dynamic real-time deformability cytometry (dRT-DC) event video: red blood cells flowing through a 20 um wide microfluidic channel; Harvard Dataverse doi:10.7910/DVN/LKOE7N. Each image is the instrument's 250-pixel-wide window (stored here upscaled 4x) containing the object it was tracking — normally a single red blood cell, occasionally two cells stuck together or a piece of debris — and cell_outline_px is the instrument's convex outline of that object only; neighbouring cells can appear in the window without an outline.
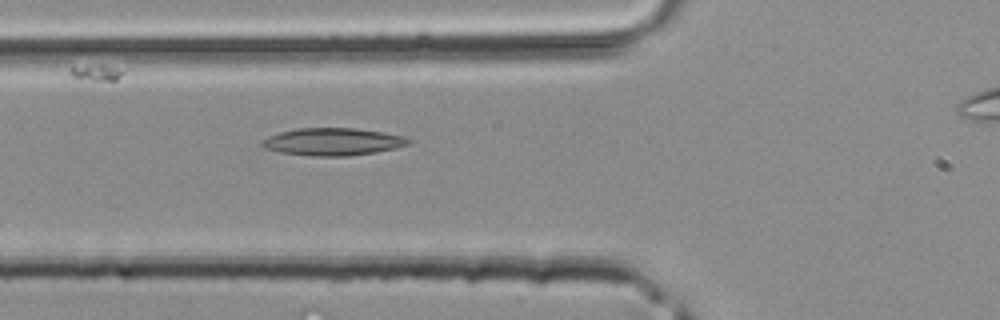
{"species": "common noctule bat (a hibernating species)", "species_latin": "Nyctalus noctula", "temperature_condition": "room temperature", "stored_images_in_passage": 34, "camera_frame_rate_fps": 3000, "um_per_image_px": 0.085, "animal": {"sex": "male", "body_mass_g": 20.4}, "frame": {"image": 1, "passage_image": 12, "time_ms": 3.667, "image_size_px": [1000, 320], "cell_outline_px": [[412, 144], [376, 152], [348, 156], [312, 156], [280, 152], [264, 148], [260, 144], [260, 140], [268, 136], [280, 132], [296, 128], [356, 128], [384, 132], [404, 136], [412, 140]], "centroid_in_image_um": [28.29, 12.04], "position_along_channel_um": 97.5, "area_um2": 23.64}}
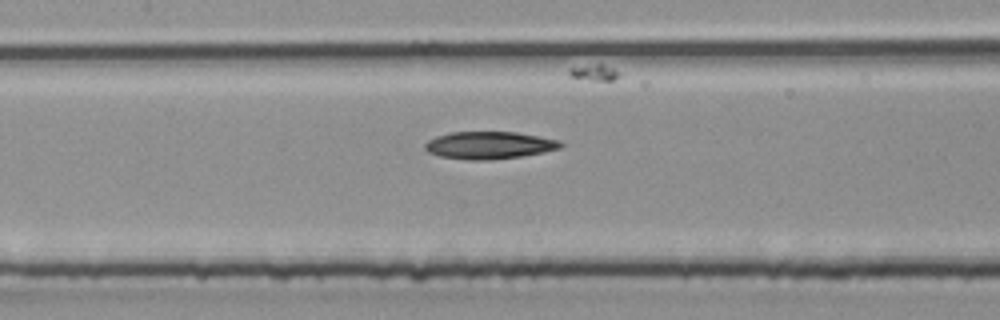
{"frame": {"image": 2, "passage_image": 16, "time_ms": 5.0, "image_size_px": [1000, 320], "cell_outline_px": [[564, 144], [560, 148], [520, 156], [488, 160], [468, 160], [440, 156], [428, 152], [424, 148], [424, 144], [428, 140], [436, 136], [448, 132], [516, 132], [560, 140]], "centroid_in_image_um": [41.54, 12.34], "position_along_channel_um": 165.9, "area_um2": 21.56}}
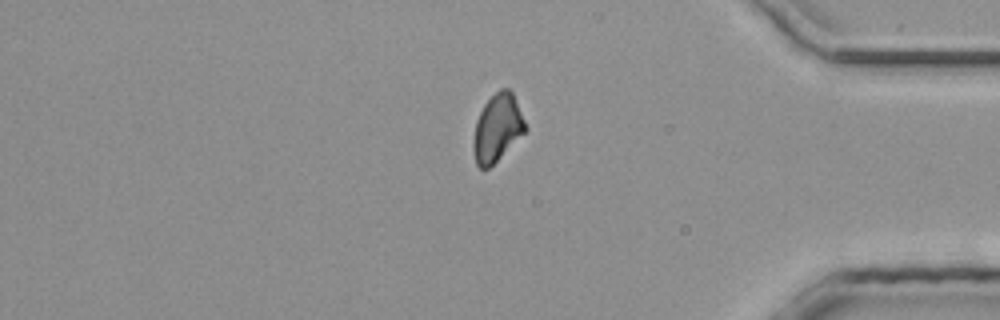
{"frame": {"image": 3, "passage_image": 31, "time_ms": 10.0, "image_size_px": [1000, 320], "cell_outline_px": [[528, 128], [488, 168], [480, 168], [476, 164], [472, 148], [472, 144], [476, 120], [484, 104], [500, 88], [508, 88], [512, 92]], "centroid_in_image_um": [42.25, 10.86], "position_along_channel_um": 393.0, "area_um2": 20.0}}